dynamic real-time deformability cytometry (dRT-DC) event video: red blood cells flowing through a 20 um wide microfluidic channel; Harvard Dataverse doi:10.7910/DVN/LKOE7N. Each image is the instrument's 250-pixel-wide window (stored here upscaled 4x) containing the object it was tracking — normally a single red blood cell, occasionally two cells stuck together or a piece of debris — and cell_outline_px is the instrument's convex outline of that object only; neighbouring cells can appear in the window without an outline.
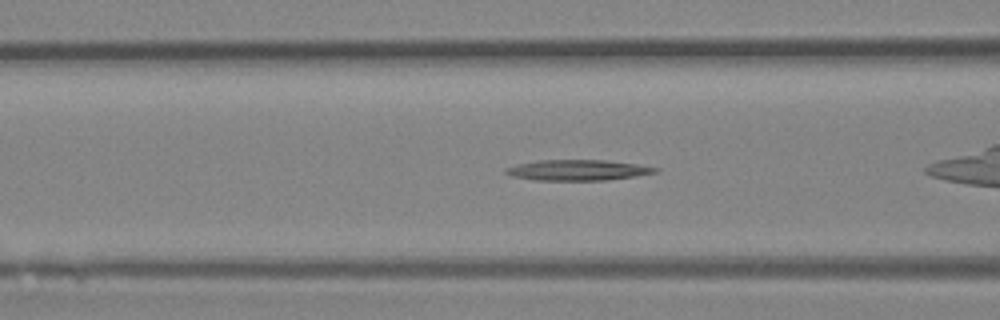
{"species": "Egyptian fruit bat (a non-hibernating species)", "species_latin": "Rousettus aegyptiacus", "temperature_condition": "room temperature", "stored_images_in_passage": 36, "camera_frame_rate_fps": 3000, "um_per_image_px": 0.085, "animal": {"sex": "female"}, "frame": {"image": 1, "passage_image": 14, "time_ms": 4.333, "image_size_px": [1000, 320], "cell_outline_px": [[660, 168], [656, 172], [636, 176], [608, 180], [532, 180], [512, 176], [504, 172], [504, 168], [516, 164], [540, 160], [604, 160], [636, 164]], "centroid_in_image_um": [49.07, 14.46], "position_along_channel_um": 117.5, "area_um2": 17.98}}
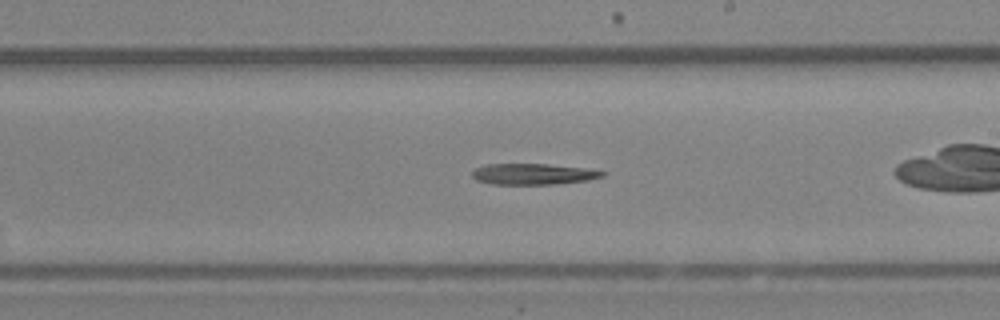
{"frame": {"image": 2, "passage_image": 23, "time_ms": 7.333, "image_size_px": [1000, 320], "cell_outline_px": [[608, 172], [604, 176], [588, 180], [556, 184], [492, 184], [476, 180], [472, 176], [472, 172], [476, 168], [488, 164], [548, 164], [584, 168]], "centroid_in_image_um": [45.34, 14.8], "position_along_channel_um": 243.7, "area_um2": 15.9}}
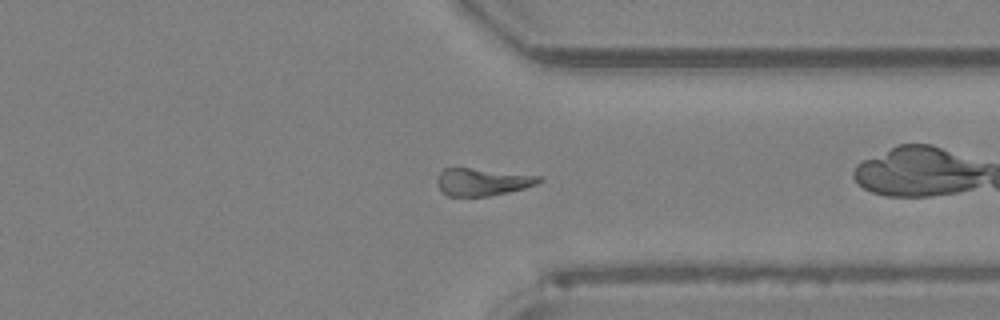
{"frame": {"image": 3, "passage_image": 32, "time_ms": 10.333, "image_size_px": [1000, 320], "cell_outline_px": [[544, 180], [536, 184], [524, 188], [508, 192], [488, 196], [448, 196], [440, 192], [436, 180], [440, 172], [444, 168], [472, 168], [544, 176]], "centroid_in_image_um": [41.01, 15.46], "position_along_channel_um": 370.4, "area_um2": 16.42}}